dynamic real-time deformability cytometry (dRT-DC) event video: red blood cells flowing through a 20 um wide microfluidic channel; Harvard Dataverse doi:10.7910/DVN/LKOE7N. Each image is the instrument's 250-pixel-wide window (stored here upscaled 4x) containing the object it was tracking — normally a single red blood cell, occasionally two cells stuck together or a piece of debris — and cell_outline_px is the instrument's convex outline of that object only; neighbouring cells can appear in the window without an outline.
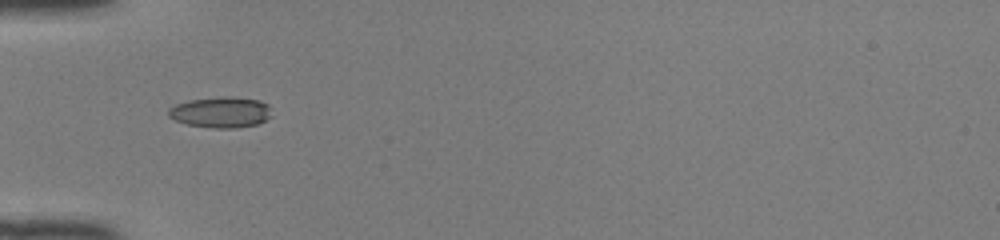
{"species": "common noctule bat (a hibernating species)", "species_latin": "Nyctalus noctula", "temperature_condition": "room temperature", "stored_images_in_passage": 33, "camera_frame_rate_fps": 3000, "um_per_image_px": 0.085, "animal": {"sex": "female", "body_mass_g": 22.0, "forearm_length_mm": 56.7}, "frame": {"image": 1, "passage_image": 1, "time_ms": 0.0, "image_size_px": [1000, 240], "cell_outline_px": [[272, 116], [256, 124], [232, 128], [216, 128], [188, 124], [176, 120], [168, 116], [168, 108], [176, 104], [188, 100], [220, 96], [232, 96], [260, 100], [268, 104], [272, 108]], "centroid_in_image_um": [18.8, 9.51], "position_along_channel_um": 66.2, "area_um2": 18.67}}
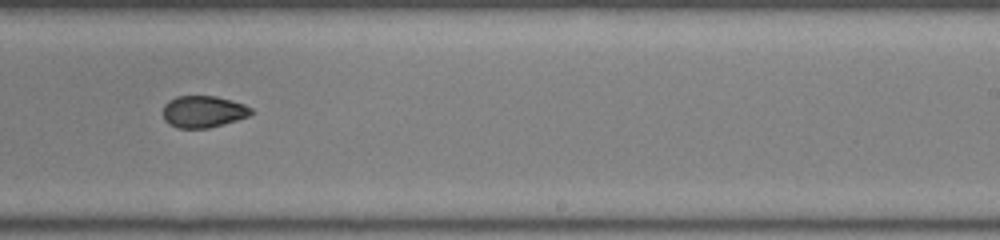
{"frame": {"image": 2, "passage_image": 16, "time_ms": 5.0, "image_size_px": [1000, 240], "cell_outline_px": [[256, 112], [248, 116], [236, 120], [208, 128], [176, 128], [168, 124], [164, 120], [164, 104], [168, 100], [176, 96], [216, 96], [232, 100], [244, 104], [252, 108]], "centroid_in_image_um": [17.28, 9.48], "position_along_channel_um": 271.7, "area_um2": 16.47}}
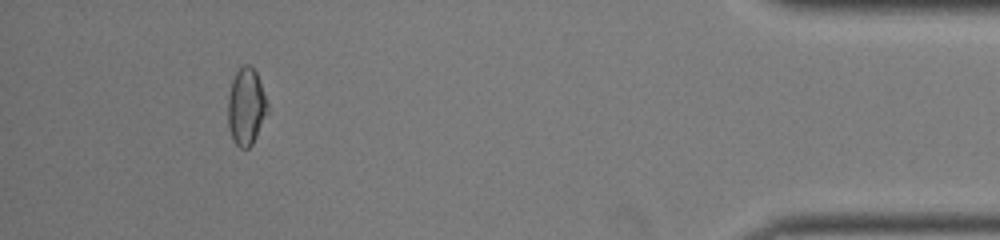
{"frame": {"image": 3, "passage_image": 30, "time_ms": 9.667, "image_size_px": [1000, 240], "cell_outline_px": [[268, 112], [252, 144], [248, 148], [240, 148], [232, 140], [228, 128], [228, 96], [232, 80], [236, 72], [244, 64], [248, 64], [256, 72], [268, 104]], "centroid_in_image_um": [20.91, 9.08], "position_along_channel_um": 414.3, "area_um2": 17.69}, "authors_computed_cell_mechanics": {"area_um2": 17.2822, "velocity_mm_per_s": 4.1652, "shape_relaxation_time_tau1_ms": 5.5534, "shape_relaxation_time_tau2_ms": 2.0083, "deformation_change_tau1": 0.1419, "deformation_change_tau2": 0.0635}}